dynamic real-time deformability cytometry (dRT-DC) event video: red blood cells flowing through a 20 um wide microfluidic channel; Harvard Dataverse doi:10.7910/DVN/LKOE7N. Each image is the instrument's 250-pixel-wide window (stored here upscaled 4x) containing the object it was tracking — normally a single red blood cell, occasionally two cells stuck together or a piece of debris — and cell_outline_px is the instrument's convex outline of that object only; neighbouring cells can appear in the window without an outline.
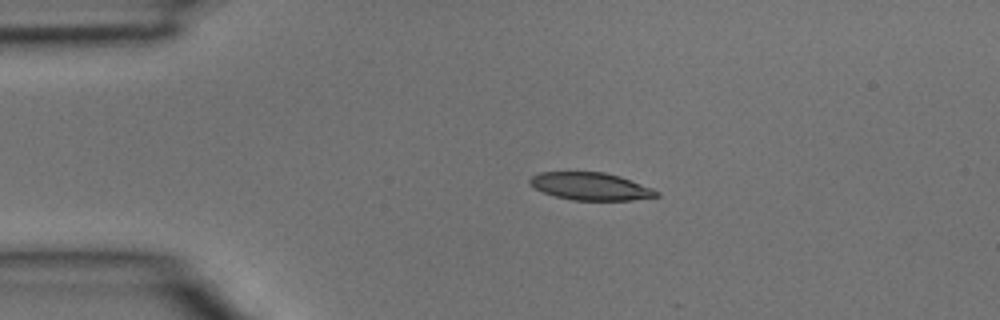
{"species": "common noctule bat (a hibernating species)", "species_latin": "Nyctalus noctula", "temperature_condition": "room temperature", "stored_images_in_passage": 3, "camera_frame_rate_fps": 3000, "um_per_image_px": 0.085, "animal": {"sex": "male", "body_mass_g": 15.6}, "frame": {"image": 1, "passage_image": 2, "time_ms": 0.333, "image_size_px": [1000, 320], "cell_outline_px": [[660, 196], [632, 200], [572, 200], [556, 196], [544, 192], [528, 184], [528, 180], [532, 176], [540, 172], [604, 172], [620, 176], [652, 188], [660, 192]], "centroid_in_image_um": [50.21, 15.84], "position_along_channel_um": 34.8, "area_um2": 20.29}}